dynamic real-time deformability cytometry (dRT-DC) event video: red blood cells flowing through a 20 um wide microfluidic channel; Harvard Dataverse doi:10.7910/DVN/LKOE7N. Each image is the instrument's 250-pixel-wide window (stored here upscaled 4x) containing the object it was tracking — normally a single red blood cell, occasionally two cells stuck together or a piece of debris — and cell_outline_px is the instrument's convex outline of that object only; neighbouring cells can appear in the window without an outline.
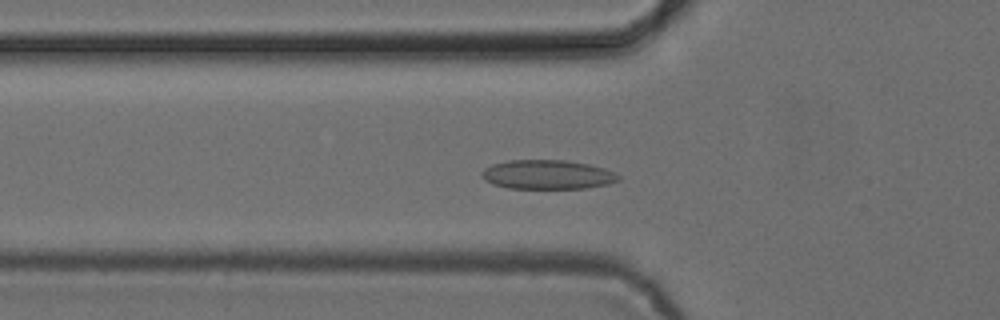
{"species": "common noctule bat (a hibernating species)", "species_latin": "Nyctalus noctula", "temperature_condition": "cold", "stored_images_in_passage": 53, "camera_frame_rate_fps": 3000, "um_per_image_px": 0.085, "animal": {"sex": "female", "body_mass_g": 24.6, "forearm_length_mm": 56.2}, "frame": {"image": 1, "passage_image": 18, "time_ms": 5.667, "image_size_px": [1000, 320], "cell_outline_px": [[620, 180], [608, 184], [584, 188], [508, 188], [492, 184], [484, 180], [480, 172], [484, 168], [492, 164], [508, 160], [564, 160], [588, 164], [604, 168], [616, 172], [620, 176]], "centroid_in_image_um": [46.52, 14.83], "position_along_channel_um": 79.3, "area_um2": 23.35}}
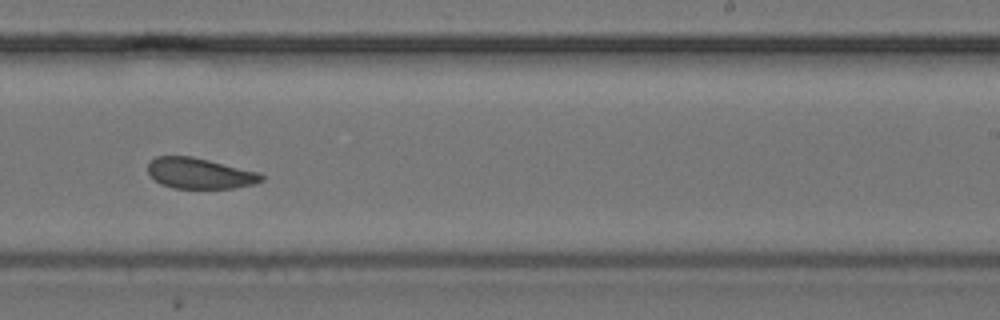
{"frame": {"image": 2, "passage_image": 33, "time_ms": 10.667, "image_size_px": [1000, 320], "cell_outline_px": [[264, 180], [256, 184], [236, 188], [172, 188], [160, 184], [148, 172], [148, 164], [156, 156], [192, 156], [260, 172], [264, 176]], "centroid_in_image_um": [17.02, 14.74], "position_along_channel_um": 272.0, "area_um2": 20.46}}
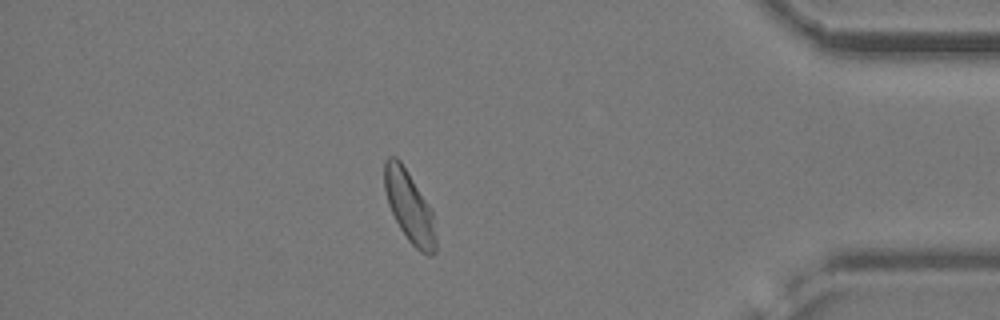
{"frame": {"image": 3, "passage_image": 46, "time_ms": 15.0, "image_size_px": [1000, 320], "cell_outline_px": [[436, 252], [432, 256], [428, 256], [420, 252], [408, 240], [400, 228], [388, 204], [384, 188], [384, 160], [388, 156], [396, 156], [400, 160], [432, 208], [436, 236]], "centroid_in_image_um": [34.81, 17.57], "position_along_channel_um": 400.4, "area_um2": 21.56}, "authors_computed_cell_mechanics": {"area_um2": 21.7906, "velocity_mm_per_s": 3.8574, "shape_relaxation_time_tau1_ms": 4.5395, "shape_relaxation_time_tau2_ms": null, "deformation_change_tau1": 0.0853, "deformation_change_tau2": null}}